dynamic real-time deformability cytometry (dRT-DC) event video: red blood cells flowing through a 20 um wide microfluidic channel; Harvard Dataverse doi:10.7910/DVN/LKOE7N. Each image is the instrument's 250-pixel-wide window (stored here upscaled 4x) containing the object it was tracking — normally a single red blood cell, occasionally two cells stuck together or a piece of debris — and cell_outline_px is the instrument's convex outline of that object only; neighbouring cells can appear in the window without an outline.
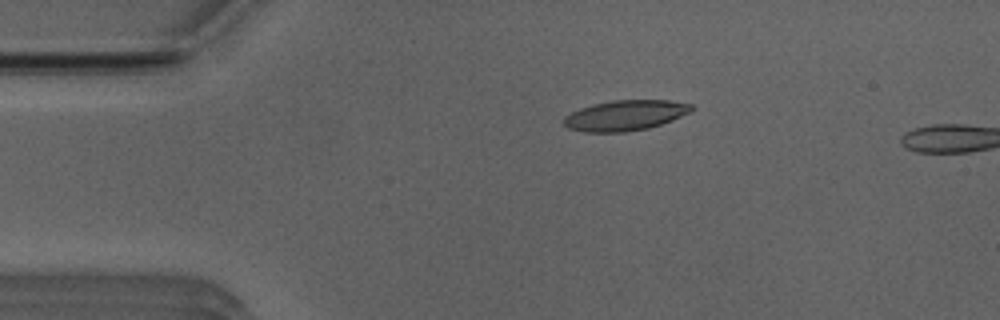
{"species": "Egyptian fruit bat (a non-hibernating species)", "species_latin": "Rousettus aegyptiacus", "temperature_condition": "room temperature", "stored_images_in_passage": 40, "camera_frame_rate_fps": 3000, "um_per_image_px": 0.085, "animal": {"sex": "male"}, "frame": {"image": 1, "passage_image": 1, "time_ms": 0.0, "image_size_px": [1000, 320], "cell_outline_px": [[696, 108], [692, 112], [672, 120], [648, 128], [624, 132], [584, 132], [568, 128], [564, 124], [564, 116], [580, 108], [592, 104], [612, 100], [668, 100], [692, 104]], "centroid_in_image_um": [53.17, 9.8], "position_along_channel_um": 31.8, "area_um2": 22.72}}
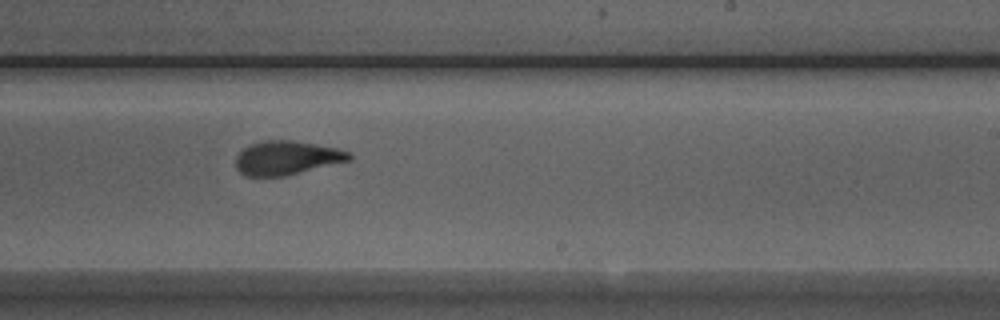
{"frame": {"image": 2, "passage_image": 22, "time_ms": 7.0, "image_size_px": [1000, 320], "cell_outline_px": [[352, 160], [284, 176], [244, 176], [236, 168], [236, 156], [244, 148], [252, 144], [264, 140], [292, 140], [316, 144], [336, 148], [348, 152], [352, 156]], "centroid_in_image_um": [24.37, 13.42], "position_along_channel_um": 264.6, "area_um2": 22.31}}
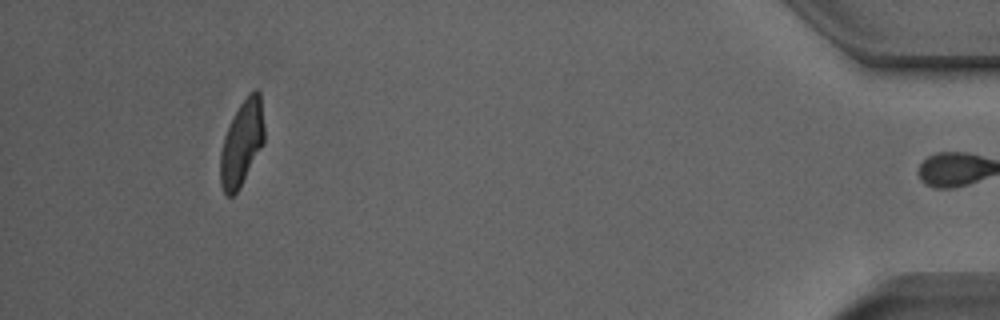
{"frame": {"image": 3, "passage_image": 39, "time_ms": 12.667, "image_size_px": [1000, 320], "cell_outline_px": [[264, 144], [240, 188], [232, 196], [224, 196], [220, 184], [220, 152], [224, 136], [240, 104], [248, 92], [256, 88], [260, 92], [264, 128]], "centroid_in_image_um": [20.55, 12.19], "position_along_channel_um": 414.6, "area_um2": 22.02}, "authors_computed_cell_mechanics": {"area_um2": 22.7443, "velocity_mm_per_s": 3.9471, "shape_relaxation_time_tau1_ms": 4.4088, "shape_relaxation_time_tau2_ms": 1.4907, "deformation_change_tau1": 0.1865, "deformation_change_tau2": 0.0848}}